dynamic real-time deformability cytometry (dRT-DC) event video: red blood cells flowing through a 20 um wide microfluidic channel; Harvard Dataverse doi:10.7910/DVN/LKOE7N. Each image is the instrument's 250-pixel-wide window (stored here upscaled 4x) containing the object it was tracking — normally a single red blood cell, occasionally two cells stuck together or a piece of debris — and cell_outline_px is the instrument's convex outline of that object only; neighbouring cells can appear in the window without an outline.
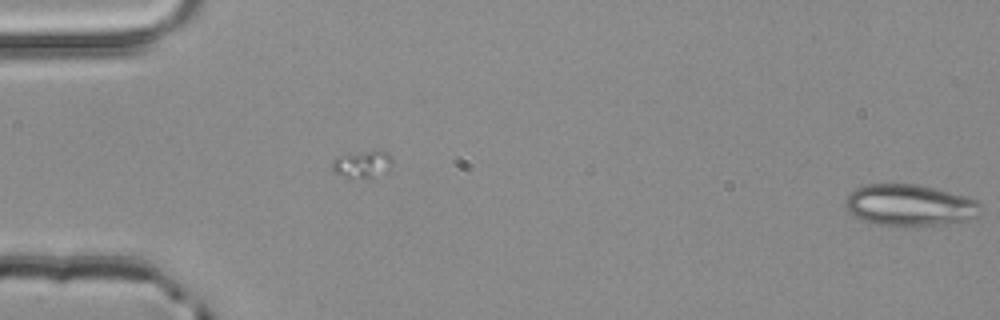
{"species": "common noctule bat (a hibernating species)", "species_latin": "Nyctalus noctula", "temperature_condition": "room temperature", "stored_images_in_passage": 3, "segment_of_instrument_passage": [2, 2], "camera_frame_rate_fps": 3000, "um_per_image_px": 0.085, "animal": {"sex": "male", "body_mass_g": 20.4}, "frame": {"image": 1, "passage_image": 3, "time_ms": 0.667, "image_size_px": [1000, 320], "cell_outline_px": [[980, 212], [976, 216], [968, 220], [944, 224], [868, 224], [860, 220], [848, 212], [844, 200], [856, 188], [868, 184], [916, 184], [936, 188], [968, 196], [976, 200], [980, 204]], "centroid_in_image_um": [77.31, 17.42], "position_along_channel_um": 7.7, "area_um2": 32.48}}